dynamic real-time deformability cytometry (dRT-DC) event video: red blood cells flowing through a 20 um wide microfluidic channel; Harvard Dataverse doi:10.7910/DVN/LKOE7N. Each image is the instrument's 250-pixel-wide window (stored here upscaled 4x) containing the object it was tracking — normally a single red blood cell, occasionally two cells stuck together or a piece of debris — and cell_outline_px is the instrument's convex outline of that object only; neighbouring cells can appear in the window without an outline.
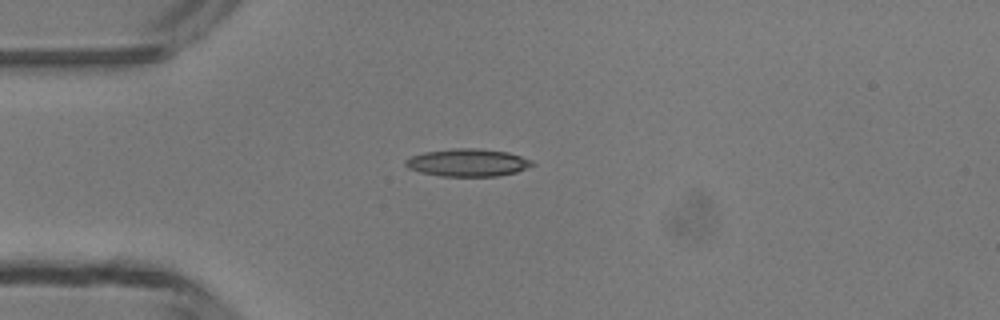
{"species": "common noctule bat (a hibernating species)", "species_latin": "Nyctalus noctula", "temperature_condition": "room temperature", "stored_images_in_passage": 4, "camera_frame_rate_fps": 3000, "um_per_image_px": 0.085, "animal": {"sex": "male", "body_mass_g": 13.3}, "frame": {"image": 1, "passage_image": 3, "time_ms": 3.333, "image_size_px": [1000, 320], "cell_outline_px": [[536, 164], [516, 172], [496, 176], [440, 176], [420, 172], [408, 168], [404, 164], [404, 160], [412, 156], [424, 152], [452, 148], [476, 148], [508, 152], [532, 160]], "centroid_in_image_um": [39.74, 13.82], "position_along_channel_um": 45.3, "area_um2": 20.4}}